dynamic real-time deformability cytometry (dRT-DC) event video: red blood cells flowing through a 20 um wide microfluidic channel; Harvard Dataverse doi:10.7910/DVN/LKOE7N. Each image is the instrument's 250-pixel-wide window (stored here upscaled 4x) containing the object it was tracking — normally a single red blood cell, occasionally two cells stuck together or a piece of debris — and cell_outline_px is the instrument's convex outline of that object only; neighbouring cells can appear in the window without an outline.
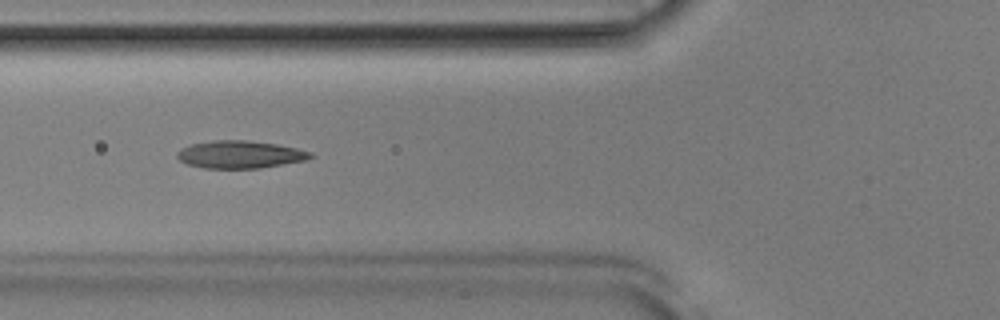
{"species": "Egyptian fruit bat (a non-hibernating species)", "species_latin": "Rousettus aegyptiacus", "temperature_condition": "room temperature", "stored_images_in_passage": 52, "camera_frame_rate_fps": 3000, "um_per_image_px": 0.085, "animal": {"sex": "male"}, "frame": {"image": 1, "passage_image": 20, "time_ms": 6.333, "image_size_px": [1000, 320], "cell_outline_px": [[316, 156], [308, 160], [260, 168], [204, 168], [188, 164], [180, 160], [176, 156], [176, 152], [180, 148], [188, 144], [212, 140], [248, 140], [276, 144], [296, 148], [312, 152]], "centroid_in_image_um": [20.4, 13.12], "position_along_channel_um": 105.4, "area_um2": 21.68}}
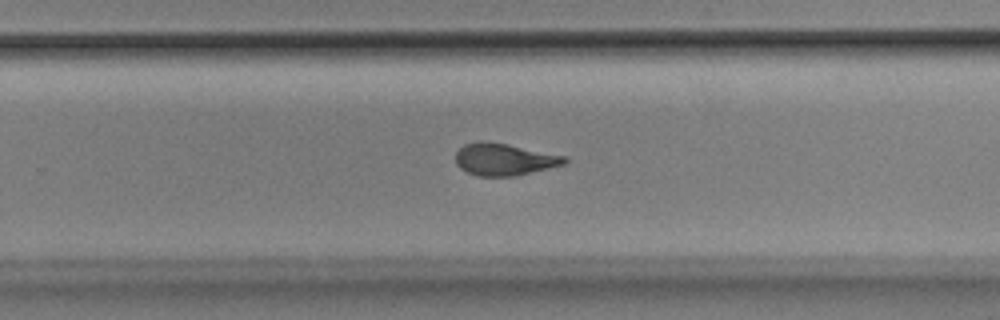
{"frame": {"image": 2, "passage_image": 34, "time_ms": 11.0, "image_size_px": [1000, 320], "cell_outline_px": [[568, 160], [564, 164], [516, 176], [476, 176], [460, 168], [456, 164], [456, 152], [464, 144], [480, 140], [508, 144], [568, 156]], "centroid_in_image_um": [42.86, 13.54], "position_along_channel_um": 286.9, "area_um2": 20.46}}
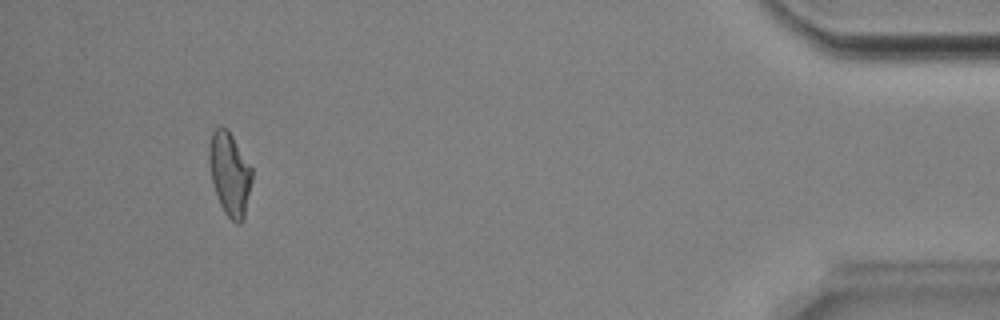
{"frame": {"image": 3, "passage_image": 49, "time_ms": 16.0, "image_size_px": [1000, 320], "cell_outline_px": [[252, 180], [244, 220], [240, 224], [236, 224], [224, 212], [220, 204], [212, 180], [208, 156], [208, 148], [212, 132], [216, 128], [228, 128], [252, 168]], "centroid_in_image_um": [19.54, 14.79], "position_along_channel_um": 415.7, "area_um2": 20.75}, "authors_computed_cell_mechanics": {"area_um2": 20.9814, "velocity_mm_per_s": 3.9017, "shape_relaxation_time_tau1_ms": 4.9892, "shape_relaxation_time_tau2_ms": 1.518, "deformation_change_tau1": 0.1612, "deformation_change_tau2": 0.0853}}